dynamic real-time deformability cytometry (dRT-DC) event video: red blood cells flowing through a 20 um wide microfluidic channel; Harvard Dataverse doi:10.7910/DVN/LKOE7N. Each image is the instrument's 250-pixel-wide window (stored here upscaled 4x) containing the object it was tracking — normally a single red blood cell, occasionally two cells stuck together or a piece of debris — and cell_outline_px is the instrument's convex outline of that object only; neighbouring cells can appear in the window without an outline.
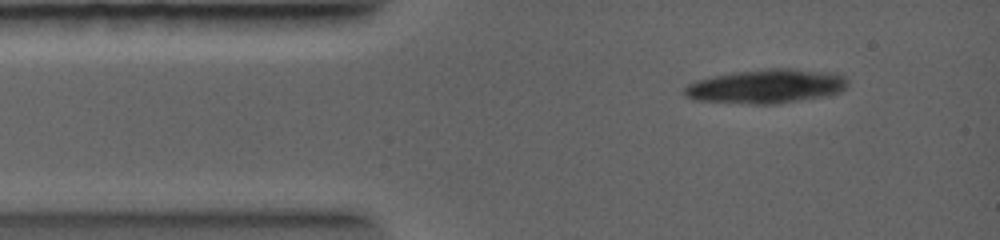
{"species": "common noctule bat (a hibernating species)", "species_latin": "Nyctalus noctula", "temperature_condition": "warm", "stored_images_in_passage": 2, "camera_frame_rate_fps": 5000, "um_per_image_px": 0.085, "animal": {"sex": "female", "body_mass_g": 19.0, "forearm_length_mm": 56.7}, "frame": {"image": 1, "passage_image": 2, "time_ms": 0.8, "image_size_px": [1000, 240], "cell_outline_px": [[848, 84], [840, 92], [828, 96], [776, 104], [752, 104], [696, 100], [684, 96], [680, 92], [688, 84], [696, 80], [712, 76], [732, 72], [768, 68], [792, 68], [828, 72], [844, 76], [848, 80]], "centroid_in_image_um": [65.11, 7.33], "position_along_channel_um": 19.9, "area_um2": 32.77}}